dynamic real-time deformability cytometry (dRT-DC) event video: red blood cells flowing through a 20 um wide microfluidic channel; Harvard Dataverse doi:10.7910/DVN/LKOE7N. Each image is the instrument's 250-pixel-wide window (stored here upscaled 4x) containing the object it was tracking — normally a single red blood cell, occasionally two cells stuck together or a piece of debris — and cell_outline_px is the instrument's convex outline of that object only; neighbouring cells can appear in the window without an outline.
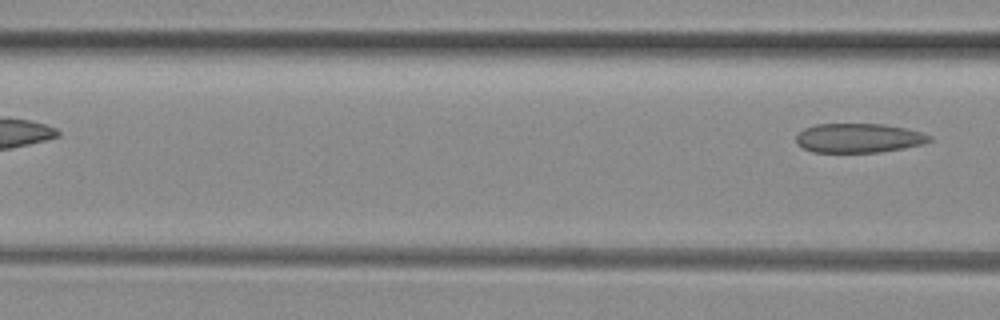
{"species": "common noctule bat (a hibernating species)", "species_latin": "Nyctalus noctula", "temperature_condition": "room temperature", "stored_images_in_passage": 5, "camera_frame_rate_fps": 3000, "um_per_image_px": 0.085, "animal": {"sex": "female", "body_mass_g": 29.2, "forearm_length_mm": 56.3}, "frame": {"image": 1, "passage_image": 5, "time_ms": 1.333, "image_size_px": [1000, 320], "cell_outline_px": [[932, 140], [924, 144], [904, 148], [880, 152], [812, 152], [804, 148], [796, 140], [796, 136], [804, 128], [816, 124], [884, 124], [904, 128], [920, 132], [932, 136]], "centroid_in_image_um": [73.01, 11.73], "position_along_channel_um": 93.6, "area_um2": 22.66}}